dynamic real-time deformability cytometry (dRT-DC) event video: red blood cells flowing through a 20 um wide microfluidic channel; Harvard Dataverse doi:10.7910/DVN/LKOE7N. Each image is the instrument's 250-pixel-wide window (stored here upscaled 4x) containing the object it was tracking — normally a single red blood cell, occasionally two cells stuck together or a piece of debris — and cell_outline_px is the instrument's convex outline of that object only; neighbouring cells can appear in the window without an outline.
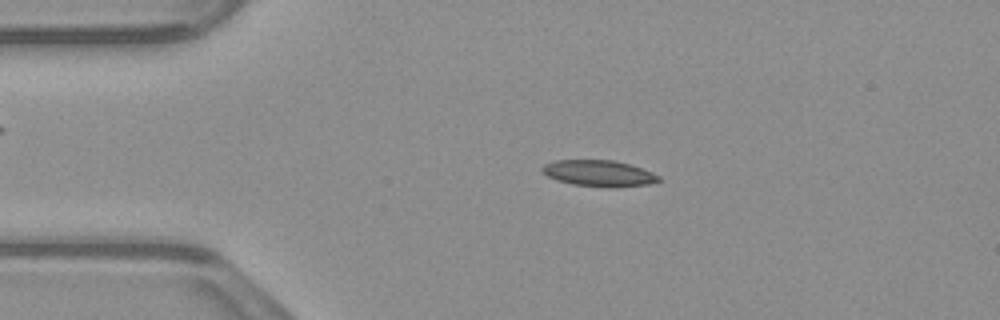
{"species": "common noctule bat (a hibernating species)", "species_latin": "Nyctalus noctula", "temperature_condition": "warm", "stored_images_in_passage": 47, "camera_frame_rate_fps": 3000, "um_per_image_px": 0.085, "animal": {"sex": "male", "body_mass_g": 23.1, "forearm_length_mm": 52.7}, "frame": {"image": 1, "passage_image": 5, "time_ms": 1.333, "image_size_px": [1000, 320], "cell_outline_px": [[664, 180], [648, 184], [616, 188], [608, 188], [572, 184], [556, 180], [548, 176], [540, 168], [544, 164], [556, 160], [612, 160], [628, 164], [652, 172], [660, 176]], "centroid_in_image_um": [50.93, 14.75], "position_along_channel_um": 34.1, "area_um2": 17.92}}
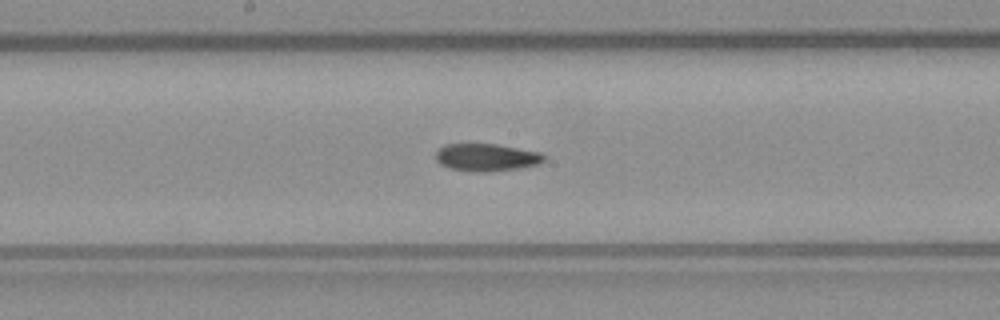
{"frame": {"image": 2, "passage_image": 21, "time_ms": 6.667, "image_size_px": [1000, 320], "cell_outline_px": [[548, 156], [540, 164], [520, 168], [488, 172], [472, 172], [448, 168], [440, 164], [436, 160], [436, 152], [444, 144], [496, 144], [540, 152]], "centroid_in_image_um": [41.37, 13.39], "position_along_channel_um": 206.8, "area_um2": 17.57}}
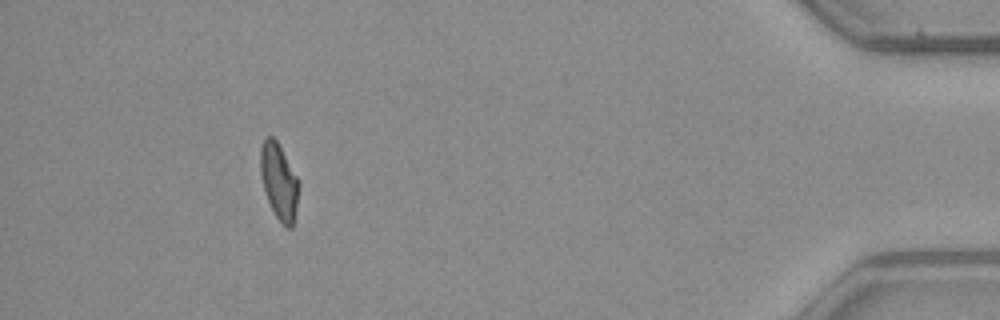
{"frame": {"image": 3, "passage_image": 42, "time_ms": 13.667, "image_size_px": [1000, 320], "cell_outline_px": [[300, 184], [296, 208], [292, 228], [284, 228], [276, 216], [268, 200], [264, 188], [260, 172], [260, 148], [264, 140], [268, 136], [272, 136], [276, 140], [296, 176]], "centroid_in_image_um": [23.71, 15.45], "position_along_channel_um": 411.5, "area_um2": 16.7}, "authors_computed_cell_mechanics": {"area_um2": 17.629, "velocity_mm_per_s": 3.9098, "shape_relaxation_time_tau1_ms": null, "shape_relaxation_time_tau2_ms": 5.3125, "deformation_change_tau1": null, "deformation_change_tau2": 0.1044}}